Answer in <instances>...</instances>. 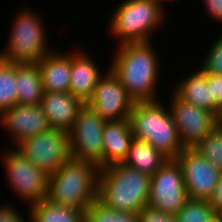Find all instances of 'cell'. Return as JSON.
Wrapping results in <instances>:
<instances>
[{"label":"cell","mask_w":222,"mask_h":222,"mask_svg":"<svg viewBox=\"0 0 222 222\" xmlns=\"http://www.w3.org/2000/svg\"><path fill=\"white\" fill-rule=\"evenodd\" d=\"M152 45L149 41L115 46L117 50L109 68L134 102L159 100L156 87L161 60Z\"/></svg>","instance_id":"6da1fadb"},{"label":"cell","mask_w":222,"mask_h":222,"mask_svg":"<svg viewBox=\"0 0 222 222\" xmlns=\"http://www.w3.org/2000/svg\"><path fill=\"white\" fill-rule=\"evenodd\" d=\"M150 177L122 162L100 168L98 177V200L105 206L138 214L148 205Z\"/></svg>","instance_id":"7a4b0ae2"},{"label":"cell","mask_w":222,"mask_h":222,"mask_svg":"<svg viewBox=\"0 0 222 222\" xmlns=\"http://www.w3.org/2000/svg\"><path fill=\"white\" fill-rule=\"evenodd\" d=\"M99 171L97 165L71 158L49 175L46 199L85 211L98 198Z\"/></svg>","instance_id":"3957f363"},{"label":"cell","mask_w":222,"mask_h":222,"mask_svg":"<svg viewBox=\"0 0 222 222\" xmlns=\"http://www.w3.org/2000/svg\"><path fill=\"white\" fill-rule=\"evenodd\" d=\"M159 100L134 102L128 117L135 139L153 145L168 159H175L183 150L169 108Z\"/></svg>","instance_id":"277c9868"},{"label":"cell","mask_w":222,"mask_h":222,"mask_svg":"<svg viewBox=\"0 0 222 222\" xmlns=\"http://www.w3.org/2000/svg\"><path fill=\"white\" fill-rule=\"evenodd\" d=\"M163 8L153 0H123L111 15L110 36L118 40V46L152 42L151 35L164 25L166 13Z\"/></svg>","instance_id":"5b68a950"},{"label":"cell","mask_w":222,"mask_h":222,"mask_svg":"<svg viewBox=\"0 0 222 222\" xmlns=\"http://www.w3.org/2000/svg\"><path fill=\"white\" fill-rule=\"evenodd\" d=\"M21 10V11H20ZM30 8H21L14 19L8 44L0 52V58L10 63H37L51 49L48 40L44 20L38 17Z\"/></svg>","instance_id":"8992f818"},{"label":"cell","mask_w":222,"mask_h":222,"mask_svg":"<svg viewBox=\"0 0 222 222\" xmlns=\"http://www.w3.org/2000/svg\"><path fill=\"white\" fill-rule=\"evenodd\" d=\"M14 149L48 175L72 158L68 132L59 129L24 139Z\"/></svg>","instance_id":"52a82bcc"},{"label":"cell","mask_w":222,"mask_h":222,"mask_svg":"<svg viewBox=\"0 0 222 222\" xmlns=\"http://www.w3.org/2000/svg\"><path fill=\"white\" fill-rule=\"evenodd\" d=\"M2 160L8 184L15 195L30 205L47 197L49 175L45 171L12 148L4 153Z\"/></svg>","instance_id":"ba28073f"},{"label":"cell","mask_w":222,"mask_h":222,"mask_svg":"<svg viewBox=\"0 0 222 222\" xmlns=\"http://www.w3.org/2000/svg\"><path fill=\"white\" fill-rule=\"evenodd\" d=\"M104 121L91 107L85 104L68 132L73 159L90 162L103 167Z\"/></svg>","instance_id":"9c48e42d"},{"label":"cell","mask_w":222,"mask_h":222,"mask_svg":"<svg viewBox=\"0 0 222 222\" xmlns=\"http://www.w3.org/2000/svg\"><path fill=\"white\" fill-rule=\"evenodd\" d=\"M189 199L179 163L168 159L150 177L148 205L175 215Z\"/></svg>","instance_id":"30bf717a"},{"label":"cell","mask_w":222,"mask_h":222,"mask_svg":"<svg viewBox=\"0 0 222 222\" xmlns=\"http://www.w3.org/2000/svg\"><path fill=\"white\" fill-rule=\"evenodd\" d=\"M168 107L184 149H193L218 125L217 116L179 99L173 92ZM171 105V106H170Z\"/></svg>","instance_id":"8fae6325"},{"label":"cell","mask_w":222,"mask_h":222,"mask_svg":"<svg viewBox=\"0 0 222 222\" xmlns=\"http://www.w3.org/2000/svg\"><path fill=\"white\" fill-rule=\"evenodd\" d=\"M105 73L97 82L87 105L106 122L128 119L134 101L110 68Z\"/></svg>","instance_id":"7c38bea8"},{"label":"cell","mask_w":222,"mask_h":222,"mask_svg":"<svg viewBox=\"0 0 222 222\" xmlns=\"http://www.w3.org/2000/svg\"><path fill=\"white\" fill-rule=\"evenodd\" d=\"M190 199L208 200L222 171L194 149H184L176 158Z\"/></svg>","instance_id":"4fadbf2b"},{"label":"cell","mask_w":222,"mask_h":222,"mask_svg":"<svg viewBox=\"0 0 222 222\" xmlns=\"http://www.w3.org/2000/svg\"><path fill=\"white\" fill-rule=\"evenodd\" d=\"M0 122L16 146L24 139L51 129L47 116L39 105H14L0 114ZM13 139V140H12Z\"/></svg>","instance_id":"5bb4252c"},{"label":"cell","mask_w":222,"mask_h":222,"mask_svg":"<svg viewBox=\"0 0 222 222\" xmlns=\"http://www.w3.org/2000/svg\"><path fill=\"white\" fill-rule=\"evenodd\" d=\"M85 104L70 92H44L40 106L52 129L69 132Z\"/></svg>","instance_id":"9a60e30c"},{"label":"cell","mask_w":222,"mask_h":222,"mask_svg":"<svg viewBox=\"0 0 222 222\" xmlns=\"http://www.w3.org/2000/svg\"><path fill=\"white\" fill-rule=\"evenodd\" d=\"M92 59L82 49L71 52L70 93L84 104L91 99L97 82L103 76Z\"/></svg>","instance_id":"2e32d148"},{"label":"cell","mask_w":222,"mask_h":222,"mask_svg":"<svg viewBox=\"0 0 222 222\" xmlns=\"http://www.w3.org/2000/svg\"><path fill=\"white\" fill-rule=\"evenodd\" d=\"M37 63L44 92H70V52L51 50Z\"/></svg>","instance_id":"e0dca14e"},{"label":"cell","mask_w":222,"mask_h":222,"mask_svg":"<svg viewBox=\"0 0 222 222\" xmlns=\"http://www.w3.org/2000/svg\"><path fill=\"white\" fill-rule=\"evenodd\" d=\"M133 139L129 119L106 122L102 134L103 167L123 162Z\"/></svg>","instance_id":"ac0fdd59"},{"label":"cell","mask_w":222,"mask_h":222,"mask_svg":"<svg viewBox=\"0 0 222 222\" xmlns=\"http://www.w3.org/2000/svg\"><path fill=\"white\" fill-rule=\"evenodd\" d=\"M173 93L181 100L191 103L199 108L206 109L216 116L220 108L213 102L210 87L207 85V74L200 68L185 76L175 85Z\"/></svg>","instance_id":"d6986e66"},{"label":"cell","mask_w":222,"mask_h":222,"mask_svg":"<svg viewBox=\"0 0 222 222\" xmlns=\"http://www.w3.org/2000/svg\"><path fill=\"white\" fill-rule=\"evenodd\" d=\"M17 104L39 105L43 97L38 63H16Z\"/></svg>","instance_id":"ffe728a7"},{"label":"cell","mask_w":222,"mask_h":222,"mask_svg":"<svg viewBox=\"0 0 222 222\" xmlns=\"http://www.w3.org/2000/svg\"><path fill=\"white\" fill-rule=\"evenodd\" d=\"M167 160L168 158L153 145L134 138L122 163L152 176Z\"/></svg>","instance_id":"44dd1931"},{"label":"cell","mask_w":222,"mask_h":222,"mask_svg":"<svg viewBox=\"0 0 222 222\" xmlns=\"http://www.w3.org/2000/svg\"><path fill=\"white\" fill-rule=\"evenodd\" d=\"M30 222H85V211L60 206L48 199L29 205Z\"/></svg>","instance_id":"7402d4cb"},{"label":"cell","mask_w":222,"mask_h":222,"mask_svg":"<svg viewBox=\"0 0 222 222\" xmlns=\"http://www.w3.org/2000/svg\"><path fill=\"white\" fill-rule=\"evenodd\" d=\"M16 104V63H10L0 58V114Z\"/></svg>","instance_id":"603a6c76"},{"label":"cell","mask_w":222,"mask_h":222,"mask_svg":"<svg viewBox=\"0 0 222 222\" xmlns=\"http://www.w3.org/2000/svg\"><path fill=\"white\" fill-rule=\"evenodd\" d=\"M85 222H139L138 214L111 209L96 199L85 210Z\"/></svg>","instance_id":"cb8c5ba5"},{"label":"cell","mask_w":222,"mask_h":222,"mask_svg":"<svg viewBox=\"0 0 222 222\" xmlns=\"http://www.w3.org/2000/svg\"><path fill=\"white\" fill-rule=\"evenodd\" d=\"M193 149L222 171V125L218 124Z\"/></svg>","instance_id":"d4e9b609"},{"label":"cell","mask_w":222,"mask_h":222,"mask_svg":"<svg viewBox=\"0 0 222 222\" xmlns=\"http://www.w3.org/2000/svg\"><path fill=\"white\" fill-rule=\"evenodd\" d=\"M212 212L207 200L189 199L175 217L177 222H207Z\"/></svg>","instance_id":"484cf974"},{"label":"cell","mask_w":222,"mask_h":222,"mask_svg":"<svg viewBox=\"0 0 222 222\" xmlns=\"http://www.w3.org/2000/svg\"><path fill=\"white\" fill-rule=\"evenodd\" d=\"M207 53L199 68L205 74L222 75V34L209 47Z\"/></svg>","instance_id":"4316f807"},{"label":"cell","mask_w":222,"mask_h":222,"mask_svg":"<svg viewBox=\"0 0 222 222\" xmlns=\"http://www.w3.org/2000/svg\"><path fill=\"white\" fill-rule=\"evenodd\" d=\"M138 217L139 222H177L174 214L165 213L149 205L138 213Z\"/></svg>","instance_id":"83f0119b"},{"label":"cell","mask_w":222,"mask_h":222,"mask_svg":"<svg viewBox=\"0 0 222 222\" xmlns=\"http://www.w3.org/2000/svg\"><path fill=\"white\" fill-rule=\"evenodd\" d=\"M207 85L210 87L213 102L222 107V75L207 74Z\"/></svg>","instance_id":"f1b7e54d"},{"label":"cell","mask_w":222,"mask_h":222,"mask_svg":"<svg viewBox=\"0 0 222 222\" xmlns=\"http://www.w3.org/2000/svg\"><path fill=\"white\" fill-rule=\"evenodd\" d=\"M19 212L10 204L0 206V222H25L26 220H23L24 217Z\"/></svg>","instance_id":"f546056e"},{"label":"cell","mask_w":222,"mask_h":222,"mask_svg":"<svg viewBox=\"0 0 222 222\" xmlns=\"http://www.w3.org/2000/svg\"><path fill=\"white\" fill-rule=\"evenodd\" d=\"M207 201L213 211L222 212V175Z\"/></svg>","instance_id":"4dcf8cb0"},{"label":"cell","mask_w":222,"mask_h":222,"mask_svg":"<svg viewBox=\"0 0 222 222\" xmlns=\"http://www.w3.org/2000/svg\"><path fill=\"white\" fill-rule=\"evenodd\" d=\"M204 5L210 16L222 22V0H203Z\"/></svg>","instance_id":"1f68e13d"},{"label":"cell","mask_w":222,"mask_h":222,"mask_svg":"<svg viewBox=\"0 0 222 222\" xmlns=\"http://www.w3.org/2000/svg\"><path fill=\"white\" fill-rule=\"evenodd\" d=\"M207 222H222V212L221 211H213L211 213L210 218Z\"/></svg>","instance_id":"d6a6232c"},{"label":"cell","mask_w":222,"mask_h":222,"mask_svg":"<svg viewBox=\"0 0 222 222\" xmlns=\"http://www.w3.org/2000/svg\"><path fill=\"white\" fill-rule=\"evenodd\" d=\"M217 122L222 125V107H220L219 114L217 115Z\"/></svg>","instance_id":"836d02e7"},{"label":"cell","mask_w":222,"mask_h":222,"mask_svg":"<svg viewBox=\"0 0 222 222\" xmlns=\"http://www.w3.org/2000/svg\"><path fill=\"white\" fill-rule=\"evenodd\" d=\"M153 1H157V2H159V3L163 6L164 3H165L167 0H153Z\"/></svg>","instance_id":"e575fe53"}]
</instances>
